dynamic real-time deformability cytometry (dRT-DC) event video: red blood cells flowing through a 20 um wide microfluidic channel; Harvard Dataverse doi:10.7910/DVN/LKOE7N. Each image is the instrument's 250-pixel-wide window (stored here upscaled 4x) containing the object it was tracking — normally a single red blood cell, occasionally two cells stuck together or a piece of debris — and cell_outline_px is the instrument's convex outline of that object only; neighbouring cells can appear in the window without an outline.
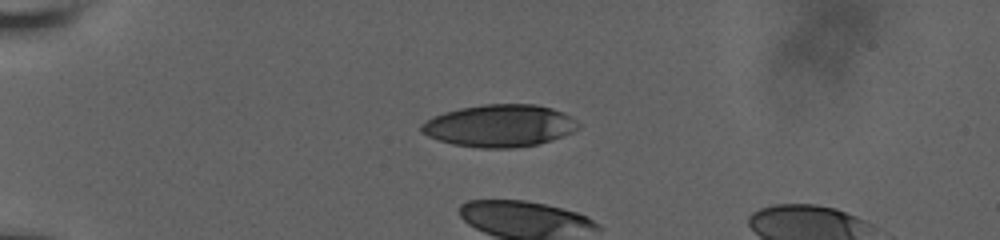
{"species": "human", "species_latin": "Homo sapiens", "temperature_condition": "room temperature", "stored_images_in_passage": 10, "camera_frame_rate_fps": 3000, "um_per_image_px": 0.085, "donor": {"sex": "male"}, "frame": {"image": 1, "passage_image": 1, "time_ms": 0.0, "image_size_px": [1000, 240], "cell_outline_px": [[580, 128], [572, 132], [552, 140], [536, 144], [512, 148], [480, 148], [452, 144], [428, 136], [420, 132], [420, 124], [432, 116], [444, 112], [460, 108], [484, 104], [536, 104], [552, 108], [564, 112], [572, 116], [580, 124]], "centroid_in_image_um": [42.47, 10.68], "position_along_channel_um": 42.5, "area_um2": 38.9}}